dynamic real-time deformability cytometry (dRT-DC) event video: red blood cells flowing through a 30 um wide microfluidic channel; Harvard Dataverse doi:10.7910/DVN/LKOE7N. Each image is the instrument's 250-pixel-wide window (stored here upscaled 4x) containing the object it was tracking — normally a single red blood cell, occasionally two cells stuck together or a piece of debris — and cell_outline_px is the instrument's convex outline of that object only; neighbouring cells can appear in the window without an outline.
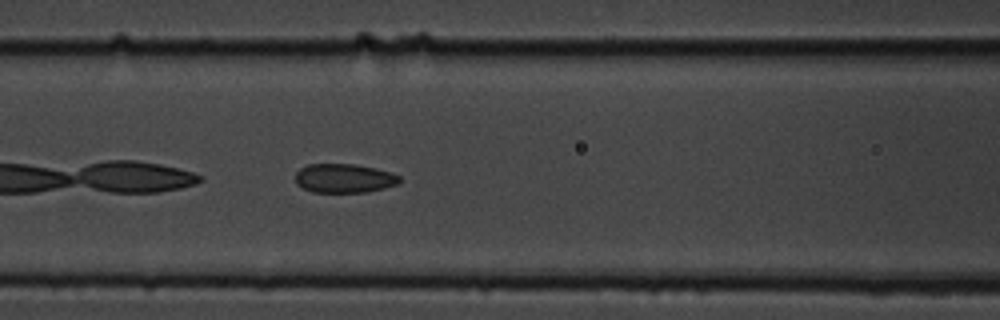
{"species": "common noctule bat (a hibernating species)", "species_latin": "Nyctalus noctula", "temperature_condition": "cold", "stored_images_in_passage": 36, "camera_frame_rate_fps": 3000, "um_per_image_px": 0.085, "animal": {"sex": "male", "body_mass_g": 19.5, "forearm_length_mm": 54.6}, "frame": {"image": 1, "passage_image": 6, "time_ms": 1.667, "image_size_px": [1000, 320], "cell_outline_px": [[400, 184], [368, 192], [312, 192], [296, 184], [296, 172], [300, 168], [308, 164], [352, 164], [392, 172], [400, 176]], "centroid_in_image_um": [29.26, 15.16], "position_along_channel_um": 137.3, "area_um2": 17.63}}
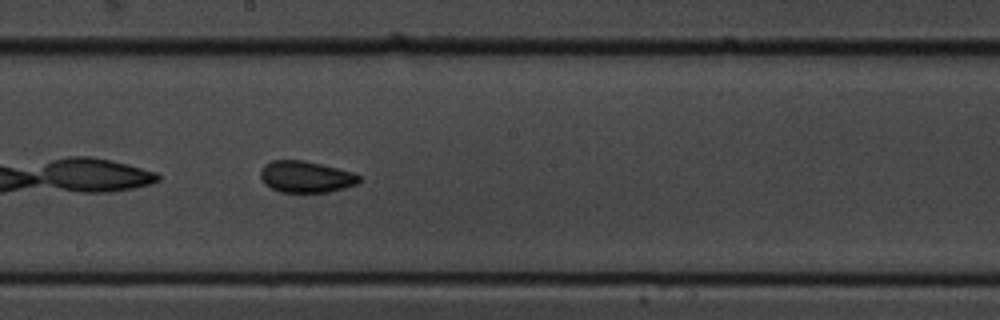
{"frame": {"image": 2, "passage_image": 13, "time_ms": 4.0, "image_size_px": [1000, 320], "cell_outline_px": [[360, 180], [356, 184], [344, 188], [328, 192], [280, 192], [264, 184], [260, 176], [260, 172], [264, 164], [272, 160], [304, 160], [352, 172], [360, 176]], "centroid_in_image_um": [25.97, 15.03], "position_along_channel_um": 222.2, "area_um2": 18.03}}
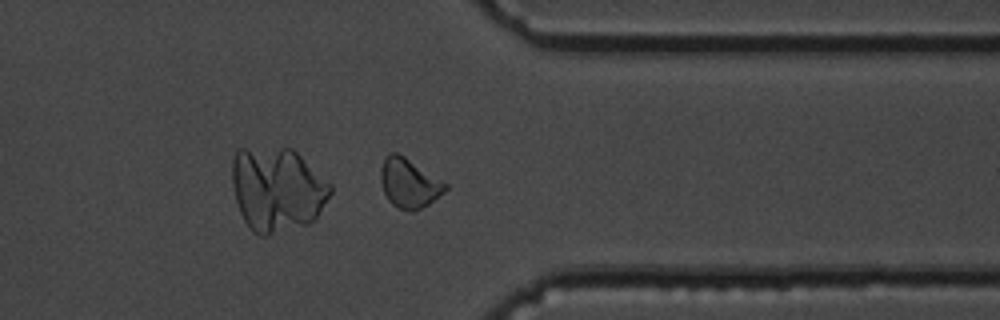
{"frame": {"image": 3, "passage_image": 26, "time_ms": 8.333, "image_size_px": [1000, 320], "cell_outline_px": [[448, 188], [444, 192], [428, 204], [412, 212], [400, 208], [392, 204], [388, 200], [384, 192], [380, 180], [380, 168], [384, 160], [392, 152], [396, 152], [404, 156], [448, 184]], "centroid_in_image_um": [34.76, 15.57], "position_along_channel_um": 376.6, "area_um2": 18.32}}